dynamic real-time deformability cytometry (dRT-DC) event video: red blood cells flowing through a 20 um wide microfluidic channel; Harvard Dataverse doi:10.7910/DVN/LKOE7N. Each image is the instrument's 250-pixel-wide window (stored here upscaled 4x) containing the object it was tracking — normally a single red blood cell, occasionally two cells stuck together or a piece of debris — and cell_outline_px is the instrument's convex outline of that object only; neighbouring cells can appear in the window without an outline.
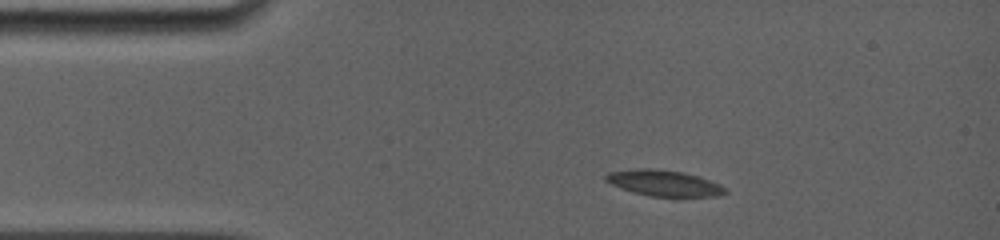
{"species": "common noctule bat (a hibernating species)", "species_latin": "Nyctalus noctula", "temperature_condition": "room temperature", "stored_images_in_passage": 26, "camera_frame_rate_fps": 5000, "um_per_image_px": 0.085, "animal": {"sex": "female", "body_mass_g": 19.0, "forearm_length_mm": 56.7}, "frame": {"image": 1, "passage_image": 1, "time_ms": 0.0, "image_size_px": [1000, 240], "cell_outline_px": [[728, 192], [720, 196], [680, 200], [676, 200], [652, 196], [632, 192], [620, 188], [604, 180], [604, 176], [608, 172], [636, 168], [648, 168], [684, 172], [700, 176], [720, 184], [728, 188]], "centroid_in_image_um": [56.55, 15.62], "position_along_channel_um": 28.5, "area_um2": 19.25}}
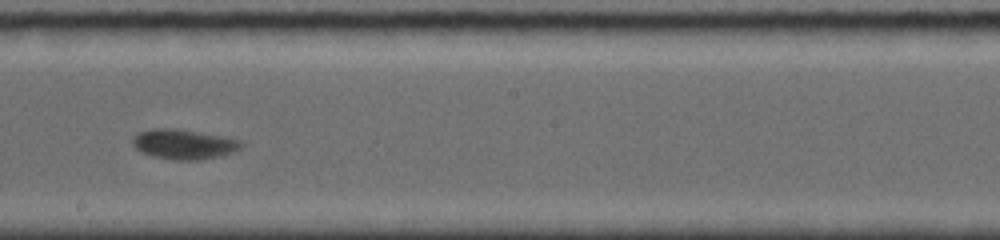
{"frame": {"image": 2, "passage_image": 15, "time_ms": 6.6, "image_size_px": [1000, 240], "cell_outline_px": [[244, 144], [240, 148], [232, 152], [200, 160], [172, 160], [156, 156], [144, 152], [136, 148], [132, 144], [132, 140], [140, 132], [152, 128], [176, 128], [220, 136], [240, 140]], "centroid_in_image_um": [15.62, 12.25], "position_along_channel_um": 232.6, "area_um2": 18.5}}
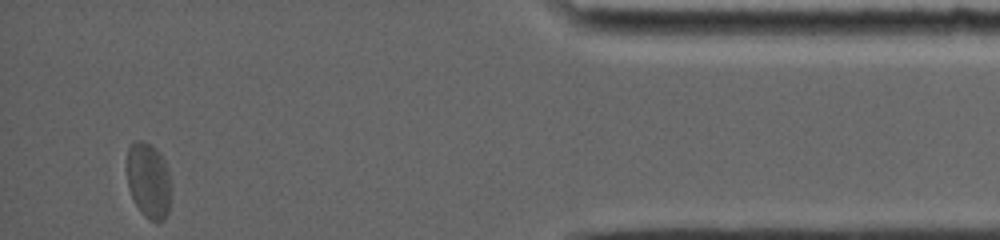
{"frame": {"image": 3, "passage_image": 26, "time_ms": 12.8, "image_size_px": [1000, 240], "cell_outline_px": [[168, 212], [164, 220], [160, 224], [156, 224], [144, 216], [136, 204], [128, 188], [128, 148], [136, 140], [144, 140], [152, 144], [160, 152], [164, 160], [168, 172]], "centroid_in_image_um": [12.62, 15.34], "position_along_channel_um": 422.6, "area_um2": 19.19}, "authors_computed_cell_mechanics": {"area_um2": 18.207, "velocity_mm_per_s": 3.7787, "shape_relaxation_time_tau1_ms": 5.4455, "shape_relaxation_time_tau2_ms": null, "deformation_change_tau1": 0.1577, "deformation_change_tau2": null}}